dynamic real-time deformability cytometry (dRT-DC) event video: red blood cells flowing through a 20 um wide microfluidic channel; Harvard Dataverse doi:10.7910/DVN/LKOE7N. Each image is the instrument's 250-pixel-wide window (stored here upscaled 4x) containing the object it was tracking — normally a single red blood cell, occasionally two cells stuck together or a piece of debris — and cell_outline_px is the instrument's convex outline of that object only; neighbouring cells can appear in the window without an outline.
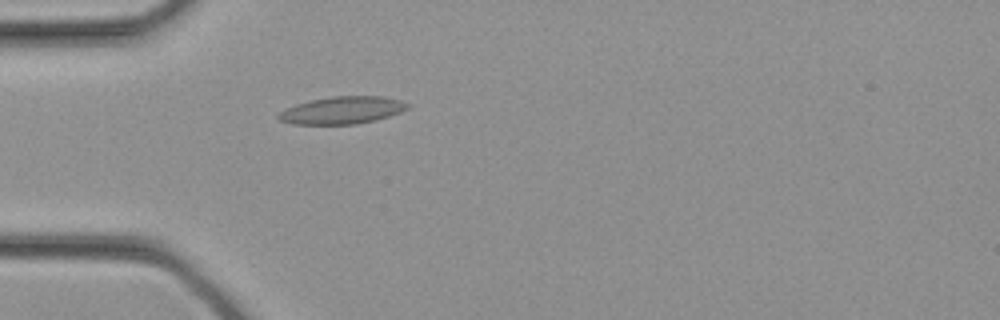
{"species": "common noctule bat (a hibernating species)", "species_latin": "Nyctalus noctula", "temperature_condition": "cold", "stored_images_in_passage": 33, "camera_frame_rate_fps": 3000, "um_per_image_px": 0.085, "animal": {"sex": "female", "body_mass_g": 21.9}, "frame": {"image": 1, "passage_image": 10, "time_ms": 3.0, "image_size_px": [1000, 320], "cell_outline_px": [[412, 104], [408, 108], [400, 112], [376, 120], [356, 124], [292, 124], [280, 120], [276, 116], [280, 112], [296, 104], [312, 100], [332, 96], [384, 96], [400, 100]], "centroid_in_image_um": [29.13, 9.37], "position_along_channel_um": 55.9, "area_um2": 20.52}}
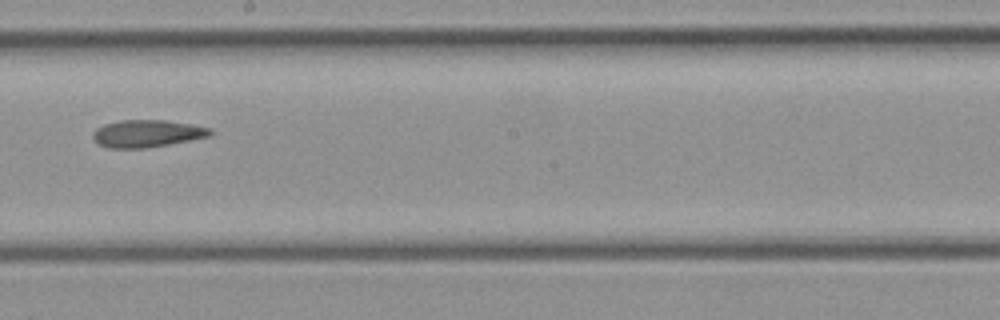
{"frame": {"image": 2, "passage_image": 19, "time_ms": 6.0, "image_size_px": [1000, 320], "cell_outline_px": [[212, 136], [148, 148], [108, 148], [100, 144], [92, 136], [92, 132], [96, 128], [104, 124], [120, 120], [164, 120], [212, 128]], "centroid_in_image_um": [12.5, 11.35], "position_along_channel_um": 235.7, "area_um2": 18.67}}
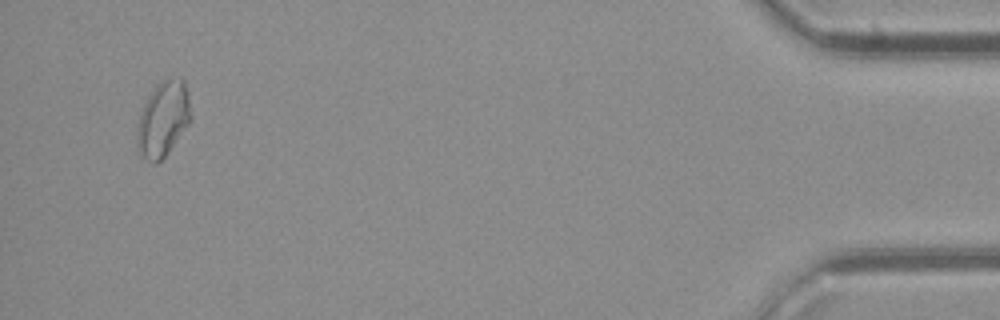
{"frame": {"image": 3, "passage_image": 32, "time_ms": 10.333, "image_size_px": [1000, 320], "cell_outline_px": [[188, 124], [168, 152], [156, 164], [152, 164], [140, 156], [136, 144], [136, 132], [140, 112], [152, 88], [160, 80], [180, 76], [184, 80], [188, 92]], "centroid_in_image_um": [13.8, 10.11], "position_along_channel_um": 421.4, "area_um2": 23.52}}